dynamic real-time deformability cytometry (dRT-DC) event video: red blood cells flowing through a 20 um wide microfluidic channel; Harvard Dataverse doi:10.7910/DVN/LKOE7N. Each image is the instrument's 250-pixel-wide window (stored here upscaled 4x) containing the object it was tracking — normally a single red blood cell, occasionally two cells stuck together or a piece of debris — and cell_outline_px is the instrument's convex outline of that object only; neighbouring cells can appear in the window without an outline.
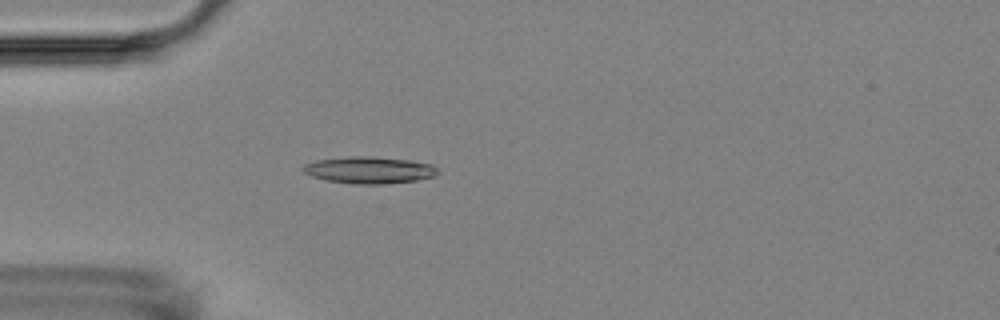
{"species": "Egyptian fruit bat (a non-hibernating species)", "species_latin": "Rousettus aegyptiacus", "temperature_condition": "room temperature", "stored_images_in_passage": 4, "camera_frame_rate_fps": 3000, "um_per_image_px": 0.085, "animal": {"sex": "female"}, "frame": {"image": 1, "passage_image": 4, "time_ms": 5.0, "image_size_px": [1000, 320], "cell_outline_px": [[440, 172], [436, 176], [416, 180], [380, 184], [352, 184], [324, 180], [312, 176], [304, 172], [300, 168], [304, 164], [316, 160], [348, 156], [372, 156], [408, 160], [432, 164]], "centroid_in_image_um": [31.36, 14.45], "position_along_channel_um": 53.6, "area_um2": 21.21}}